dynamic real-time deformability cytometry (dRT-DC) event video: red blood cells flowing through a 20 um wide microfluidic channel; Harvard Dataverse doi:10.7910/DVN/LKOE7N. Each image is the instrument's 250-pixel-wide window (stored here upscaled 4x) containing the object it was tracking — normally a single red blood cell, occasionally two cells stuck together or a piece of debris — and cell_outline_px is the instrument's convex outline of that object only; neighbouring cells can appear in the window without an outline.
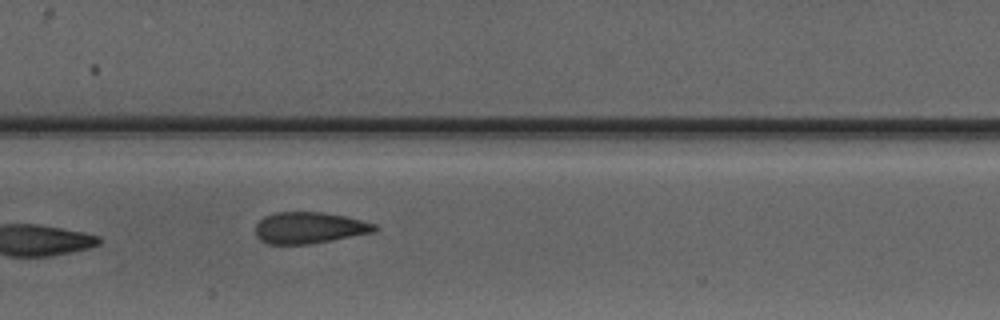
{"species": "Egyptian fruit bat (a non-hibernating species)", "species_latin": "Rousettus aegyptiacus", "temperature_condition": "warm", "stored_images_in_passage": 8, "camera_frame_rate_fps": 3000, "um_per_image_px": 0.085, "animal": {"sex": "male"}, "frame": {"image": 1, "passage_image": 8, "time_ms": 9.0, "image_size_px": [1000, 320], "cell_outline_px": [[380, 228], [376, 232], [308, 244], [268, 244], [260, 240], [256, 236], [256, 224], [264, 216], [276, 212], [324, 212], [344, 216], [376, 224]], "centroid_in_image_um": [26.3, 19.36], "position_along_channel_um": 181.1, "area_um2": 21.85}}